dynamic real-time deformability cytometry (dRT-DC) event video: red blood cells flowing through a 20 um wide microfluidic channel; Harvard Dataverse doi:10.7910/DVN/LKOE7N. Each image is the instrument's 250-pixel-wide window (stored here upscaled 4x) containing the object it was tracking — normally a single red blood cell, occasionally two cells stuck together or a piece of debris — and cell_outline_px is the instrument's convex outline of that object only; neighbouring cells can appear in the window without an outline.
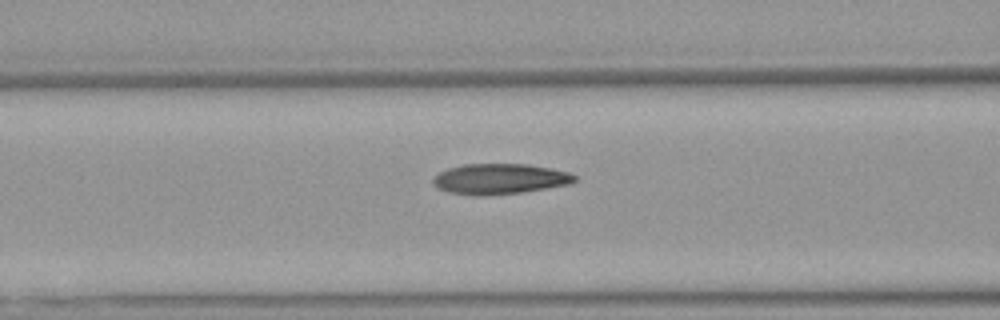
{"species": "Egyptian fruit bat (a non-hibernating species)", "species_latin": "Rousettus aegyptiacus", "temperature_condition": "warm", "stored_images_in_passage": 17, "camera_frame_rate_fps": 3000, "um_per_image_px": 0.085, "animal": {"sex": "female"}, "frame": {"image": 1, "passage_image": 15, "time_ms": 4.667, "image_size_px": [1000, 320], "cell_outline_px": [[576, 180], [568, 184], [520, 192], [480, 196], [476, 196], [448, 192], [436, 188], [432, 180], [440, 172], [448, 168], [464, 164], [528, 164], [552, 168], [568, 172], [576, 176]], "centroid_in_image_um": [42.45, 15.2], "position_along_channel_um": 124.2, "area_um2": 24.97}}